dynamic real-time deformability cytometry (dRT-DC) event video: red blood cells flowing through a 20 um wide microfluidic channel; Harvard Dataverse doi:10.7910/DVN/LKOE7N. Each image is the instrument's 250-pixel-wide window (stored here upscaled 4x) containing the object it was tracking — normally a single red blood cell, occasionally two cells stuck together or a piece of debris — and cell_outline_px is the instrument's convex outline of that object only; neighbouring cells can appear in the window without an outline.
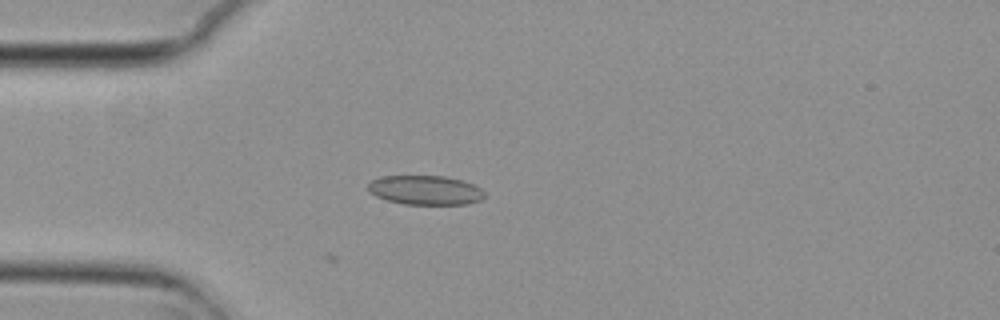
{"species": "common noctule bat (a hibernating species)", "species_latin": "Nyctalus noctula", "temperature_condition": "cold", "stored_images_in_passage": 10, "camera_frame_rate_fps": 3000, "um_per_image_px": 0.085, "animal": {"sex": "female", "body_mass_g": 29.2, "forearm_length_mm": 56.3}, "frame": {"image": 1, "passage_image": 10, "time_ms": 3.0, "image_size_px": [1000, 320], "cell_outline_px": [[484, 196], [480, 200], [468, 204], [404, 204], [388, 200], [376, 196], [368, 192], [368, 184], [372, 180], [380, 176], [444, 176], [460, 180], [472, 184], [480, 188], [484, 192]], "centroid_in_image_um": [36.12, 16.16], "position_along_channel_um": 48.9, "area_um2": 19.77}}